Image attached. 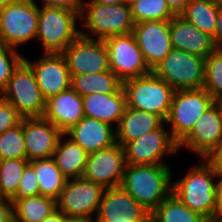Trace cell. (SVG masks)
I'll return each mask as SVG.
<instances>
[{
	"label": "cell",
	"mask_w": 222,
	"mask_h": 222,
	"mask_svg": "<svg viewBox=\"0 0 222 222\" xmlns=\"http://www.w3.org/2000/svg\"><path fill=\"white\" fill-rule=\"evenodd\" d=\"M169 165L126 164L120 187L150 213L172 193Z\"/></svg>",
	"instance_id": "1"
},
{
	"label": "cell",
	"mask_w": 222,
	"mask_h": 222,
	"mask_svg": "<svg viewBox=\"0 0 222 222\" xmlns=\"http://www.w3.org/2000/svg\"><path fill=\"white\" fill-rule=\"evenodd\" d=\"M202 165L191 168L183 178L172 183V193L188 208L213 222L217 207L219 175L203 159Z\"/></svg>",
	"instance_id": "2"
},
{
	"label": "cell",
	"mask_w": 222,
	"mask_h": 222,
	"mask_svg": "<svg viewBox=\"0 0 222 222\" xmlns=\"http://www.w3.org/2000/svg\"><path fill=\"white\" fill-rule=\"evenodd\" d=\"M79 19H83L81 25L87 30L84 32L81 29L80 34L98 40L132 33L135 24L132 19L131 6L123 3L106 5L83 2Z\"/></svg>",
	"instance_id": "3"
},
{
	"label": "cell",
	"mask_w": 222,
	"mask_h": 222,
	"mask_svg": "<svg viewBox=\"0 0 222 222\" xmlns=\"http://www.w3.org/2000/svg\"><path fill=\"white\" fill-rule=\"evenodd\" d=\"M127 107L154 113L166 120L175 90L153 72L122 82Z\"/></svg>",
	"instance_id": "4"
},
{
	"label": "cell",
	"mask_w": 222,
	"mask_h": 222,
	"mask_svg": "<svg viewBox=\"0 0 222 222\" xmlns=\"http://www.w3.org/2000/svg\"><path fill=\"white\" fill-rule=\"evenodd\" d=\"M80 14L61 7H39L36 39L43 52L62 53L80 34L76 27Z\"/></svg>",
	"instance_id": "5"
},
{
	"label": "cell",
	"mask_w": 222,
	"mask_h": 222,
	"mask_svg": "<svg viewBox=\"0 0 222 222\" xmlns=\"http://www.w3.org/2000/svg\"><path fill=\"white\" fill-rule=\"evenodd\" d=\"M38 5L33 0L7 2L0 11V43L16 49L36 39Z\"/></svg>",
	"instance_id": "6"
},
{
	"label": "cell",
	"mask_w": 222,
	"mask_h": 222,
	"mask_svg": "<svg viewBox=\"0 0 222 222\" xmlns=\"http://www.w3.org/2000/svg\"><path fill=\"white\" fill-rule=\"evenodd\" d=\"M205 58L172 48L152 70L175 91L203 88Z\"/></svg>",
	"instance_id": "7"
},
{
	"label": "cell",
	"mask_w": 222,
	"mask_h": 222,
	"mask_svg": "<svg viewBox=\"0 0 222 222\" xmlns=\"http://www.w3.org/2000/svg\"><path fill=\"white\" fill-rule=\"evenodd\" d=\"M0 96L12 104L22 118L44 116L46 100L31 67L24 60L14 70Z\"/></svg>",
	"instance_id": "8"
},
{
	"label": "cell",
	"mask_w": 222,
	"mask_h": 222,
	"mask_svg": "<svg viewBox=\"0 0 222 222\" xmlns=\"http://www.w3.org/2000/svg\"><path fill=\"white\" fill-rule=\"evenodd\" d=\"M215 103L203 88L175 91L169 114L165 120L169 131L180 142L194 127L201 115Z\"/></svg>",
	"instance_id": "9"
},
{
	"label": "cell",
	"mask_w": 222,
	"mask_h": 222,
	"mask_svg": "<svg viewBox=\"0 0 222 222\" xmlns=\"http://www.w3.org/2000/svg\"><path fill=\"white\" fill-rule=\"evenodd\" d=\"M105 188L84 178L68 179L56 200L57 209L69 218L94 221Z\"/></svg>",
	"instance_id": "10"
},
{
	"label": "cell",
	"mask_w": 222,
	"mask_h": 222,
	"mask_svg": "<svg viewBox=\"0 0 222 222\" xmlns=\"http://www.w3.org/2000/svg\"><path fill=\"white\" fill-rule=\"evenodd\" d=\"M165 121L154 131L127 142L123 148L126 164L168 165L163 162L165 155H173L180 149L178 140L164 126ZM162 160V161H161Z\"/></svg>",
	"instance_id": "11"
},
{
	"label": "cell",
	"mask_w": 222,
	"mask_h": 222,
	"mask_svg": "<svg viewBox=\"0 0 222 222\" xmlns=\"http://www.w3.org/2000/svg\"><path fill=\"white\" fill-rule=\"evenodd\" d=\"M110 70L124 82L151 73L133 33L114 35L104 40Z\"/></svg>",
	"instance_id": "12"
},
{
	"label": "cell",
	"mask_w": 222,
	"mask_h": 222,
	"mask_svg": "<svg viewBox=\"0 0 222 222\" xmlns=\"http://www.w3.org/2000/svg\"><path fill=\"white\" fill-rule=\"evenodd\" d=\"M62 54L70 75L110 70L109 55L104 40L92 39L79 34Z\"/></svg>",
	"instance_id": "13"
},
{
	"label": "cell",
	"mask_w": 222,
	"mask_h": 222,
	"mask_svg": "<svg viewBox=\"0 0 222 222\" xmlns=\"http://www.w3.org/2000/svg\"><path fill=\"white\" fill-rule=\"evenodd\" d=\"M125 166L124 148L116 143L88 154L82 178L100 184L104 188L120 187Z\"/></svg>",
	"instance_id": "14"
},
{
	"label": "cell",
	"mask_w": 222,
	"mask_h": 222,
	"mask_svg": "<svg viewBox=\"0 0 222 222\" xmlns=\"http://www.w3.org/2000/svg\"><path fill=\"white\" fill-rule=\"evenodd\" d=\"M24 61L31 67L46 101L71 87V75L62 53L44 52L37 62L26 57Z\"/></svg>",
	"instance_id": "15"
},
{
	"label": "cell",
	"mask_w": 222,
	"mask_h": 222,
	"mask_svg": "<svg viewBox=\"0 0 222 222\" xmlns=\"http://www.w3.org/2000/svg\"><path fill=\"white\" fill-rule=\"evenodd\" d=\"M150 215L121 187L105 188L93 222H149Z\"/></svg>",
	"instance_id": "16"
},
{
	"label": "cell",
	"mask_w": 222,
	"mask_h": 222,
	"mask_svg": "<svg viewBox=\"0 0 222 222\" xmlns=\"http://www.w3.org/2000/svg\"><path fill=\"white\" fill-rule=\"evenodd\" d=\"M132 33L151 71L172 50L170 21L137 23L134 24Z\"/></svg>",
	"instance_id": "17"
},
{
	"label": "cell",
	"mask_w": 222,
	"mask_h": 222,
	"mask_svg": "<svg viewBox=\"0 0 222 222\" xmlns=\"http://www.w3.org/2000/svg\"><path fill=\"white\" fill-rule=\"evenodd\" d=\"M63 134L44 116L23 118V136L27 160L30 162L52 157Z\"/></svg>",
	"instance_id": "18"
},
{
	"label": "cell",
	"mask_w": 222,
	"mask_h": 222,
	"mask_svg": "<svg viewBox=\"0 0 222 222\" xmlns=\"http://www.w3.org/2000/svg\"><path fill=\"white\" fill-rule=\"evenodd\" d=\"M222 140V120L214 103L194 124L192 130L179 142L180 149L185 147L204 159Z\"/></svg>",
	"instance_id": "19"
},
{
	"label": "cell",
	"mask_w": 222,
	"mask_h": 222,
	"mask_svg": "<svg viewBox=\"0 0 222 222\" xmlns=\"http://www.w3.org/2000/svg\"><path fill=\"white\" fill-rule=\"evenodd\" d=\"M172 48L206 58L216 50L214 39L195 25L176 15L170 20Z\"/></svg>",
	"instance_id": "20"
},
{
	"label": "cell",
	"mask_w": 222,
	"mask_h": 222,
	"mask_svg": "<svg viewBox=\"0 0 222 222\" xmlns=\"http://www.w3.org/2000/svg\"><path fill=\"white\" fill-rule=\"evenodd\" d=\"M84 116L83 99L72 87L46 101L44 117L64 134Z\"/></svg>",
	"instance_id": "21"
},
{
	"label": "cell",
	"mask_w": 222,
	"mask_h": 222,
	"mask_svg": "<svg viewBox=\"0 0 222 222\" xmlns=\"http://www.w3.org/2000/svg\"><path fill=\"white\" fill-rule=\"evenodd\" d=\"M112 127L100 120L84 116L65 136H69L89 154L117 143L116 130Z\"/></svg>",
	"instance_id": "22"
},
{
	"label": "cell",
	"mask_w": 222,
	"mask_h": 222,
	"mask_svg": "<svg viewBox=\"0 0 222 222\" xmlns=\"http://www.w3.org/2000/svg\"><path fill=\"white\" fill-rule=\"evenodd\" d=\"M82 99L85 116L100 120L111 126L112 123L116 122L115 128L127 107L123 88L114 94H89L82 97Z\"/></svg>",
	"instance_id": "23"
},
{
	"label": "cell",
	"mask_w": 222,
	"mask_h": 222,
	"mask_svg": "<svg viewBox=\"0 0 222 222\" xmlns=\"http://www.w3.org/2000/svg\"><path fill=\"white\" fill-rule=\"evenodd\" d=\"M164 120L158 115L144 110L126 107L116 130V141L124 146L127 142L154 131Z\"/></svg>",
	"instance_id": "24"
},
{
	"label": "cell",
	"mask_w": 222,
	"mask_h": 222,
	"mask_svg": "<svg viewBox=\"0 0 222 222\" xmlns=\"http://www.w3.org/2000/svg\"><path fill=\"white\" fill-rule=\"evenodd\" d=\"M63 136L65 134L60 137L52 158L67 179L82 178L88 153L71 138L62 140Z\"/></svg>",
	"instance_id": "25"
},
{
	"label": "cell",
	"mask_w": 222,
	"mask_h": 222,
	"mask_svg": "<svg viewBox=\"0 0 222 222\" xmlns=\"http://www.w3.org/2000/svg\"><path fill=\"white\" fill-rule=\"evenodd\" d=\"M71 87L81 96L114 94L122 88V81L111 70L100 73L71 75Z\"/></svg>",
	"instance_id": "26"
},
{
	"label": "cell",
	"mask_w": 222,
	"mask_h": 222,
	"mask_svg": "<svg viewBox=\"0 0 222 222\" xmlns=\"http://www.w3.org/2000/svg\"><path fill=\"white\" fill-rule=\"evenodd\" d=\"M39 184L40 195L58 199L68 180L56 166L52 157L30 161Z\"/></svg>",
	"instance_id": "27"
},
{
	"label": "cell",
	"mask_w": 222,
	"mask_h": 222,
	"mask_svg": "<svg viewBox=\"0 0 222 222\" xmlns=\"http://www.w3.org/2000/svg\"><path fill=\"white\" fill-rule=\"evenodd\" d=\"M218 11L217 1L191 0L180 16L213 37L216 32Z\"/></svg>",
	"instance_id": "28"
},
{
	"label": "cell",
	"mask_w": 222,
	"mask_h": 222,
	"mask_svg": "<svg viewBox=\"0 0 222 222\" xmlns=\"http://www.w3.org/2000/svg\"><path fill=\"white\" fill-rule=\"evenodd\" d=\"M150 220L151 222H209L204 216L183 204L173 193L151 212Z\"/></svg>",
	"instance_id": "29"
},
{
	"label": "cell",
	"mask_w": 222,
	"mask_h": 222,
	"mask_svg": "<svg viewBox=\"0 0 222 222\" xmlns=\"http://www.w3.org/2000/svg\"><path fill=\"white\" fill-rule=\"evenodd\" d=\"M56 209L55 199L43 195L30 196L14 204V217L22 222H41Z\"/></svg>",
	"instance_id": "30"
},
{
	"label": "cell",
	"mask_w": 222,
	"mask_h": 222,
	"mask_svg": "<svg viewBox=\"0 0 222 222\" xmlns=\"http://www.w3.org/2000/svg\"><path fill=\"white\" fill-rule=\"evenodd\" d=\"M131 14L135 24L145 21H170L176 16L166 0H138L131 5Z\"/></svg>",
	"instance_id": "31"
},
{
	"label": "cell",
	"mask_w": 222,
	"mask_h": 222,
	"mask_svg": "<svg viewBox=\"0 0 222 222\" xmlns=\"http://www.w3.org/2000/svg\"><path fill=\"white\" fill-rule=\"evenodd\" d=\"M27 159H7L0 161V197L11 199L16 193Z\"/></svg>",
	"instance_id": "32"
},
{
	"label": "cell",
	"mask_w": 222,
	"mask_h": 222,
	"mask_svg": "<svg viewBox=\"0 0 222 222\" xmlns=\"http://www.w3.org/2000/svg\"><path fill=\"white\" fill-rule=\"evenodd\" d=\"M7 159H27L23 136V118L19 125L0 135V161Z\"/></svg>",
	"instance_id": "33"
},
{
	"label": "cell",
	"mask_w": 222,
	"mask_h": 222,
	"mask_svg": "<svg viewBox=\"0 0 222 222\" xmlns=\"http://www.w3.org/2000/svg\"><path fill=\"white\" fill-rule=\"evenodd\" d=\"M203 89L215 100L222 98V50L216 49L205 58Z\"/></svg>",
	"instance_id": "34"
},
{
	"label": "cell",
	"mask_w": 222,
	"mask_h": 222,
	"mask_svg": "<svg viewBox=\"0 0 222 222\" xmlns=\"http://www.w3.org/2000/svg\"><path fill=\"white\" fill-rule=\"evenodd\" d=\"M23 60L24 57L17 49L0 43V93L6 88L14 70Z\"/></svg>",
	"instance_id": "35"
},
{
	"label": "cell",
	"mask_w": 222,
	"mask_h": 222,
	"mask_svg": "<svg viewBox=\"0 0 222 222\" xmlns=\"http://www.w3.org/2000/svg\"><path fill=\"white\" fill-rule=\"evenodd\" d=\"M40 195L39 184L34 168L28 164L23 172L18 189L14 196L10 199L14 205L18 200L30 196Z\"/></svg>",
	"instance_id": "36"
},
{
	"label": "cell",
	"mask_w": 222,
	"mask_h": 222,
	"mask_svg": "<svg viewBox=\"0 0 222 222\" xmlns=\"http://www.w3.org/2000/svg\"><path fill=\"white\" fill-rule=\"evenodd\" d=\"M21 120L15 107L0 96V135L19 125Z\"/></svg>",
	"instance_id": "37"
},
{
	"label": "cell",
	"mask_w": 222,
	"mask_h": 222,
	"mask_svg": "<svg viewBox=\"0 0 222 222\" xmlns=\"http://www.w3.org/2000/svg\"><path fill=\"white\" fill-rule=\"evenodd\" d=\"M35 2V0H33ZM42 7H61L77 11L79 14L82 10L83 0H40Z\"/></svg>",
	"instance_id": "38"
},
{
	"label": "cell",
	"mask_w": 222,
	"mask_h": 222,
	"mask_svg": "<svg viewBox=\"0 0 222 222\" xmlns=\"http://www.w3.org/2000/svg\"><path fill=\"white\" fill-rule=\"evenodd\" d=\"M216 171L222 175V140L204 158Z\"/></svg>",
	"instance_id": "39"
},
{
	"label": "cell",
	"mask_w": 222,
	"mask_h": 222,
	"mask_svg": "<svg viewBox=\"0 0 222 222\" xmlns=\"http://www.w3.org/2000/svg\"><path fill=\"white\" fill-rule=\"evenodd\" d=\"M14 218V205L10 199L0 197V222H11Z\"/></svg>",
	"instance_id": "40"
},
{
	"label": "cell",
	"mask_w": 222,
	"mask_h": 222,
	"mask_svg": "<svg viewBox=\"0 0 222 222\" xmlns=\"http://www.w3.org/2000/svg\"><path fill=\"white\" fill-rule=\"evenodd\" d=\"M215 47L222 50V3H219L216 32L213 36Z\"/></svg>",
	"instance_id": "41"
},
{
	"label": "cell",
	"mask_w": 222,
	"mask_h": 222,
	"mask_svg": "<svg viewBox=\"0 0 222 222\" xmlns=\"http://www.w3.org/2000/svg\"><path fill=\"white\" fill-rule=\"evenodd\" d=\"M217 182V207L213 222H222V175H219Z\"/></svg>",
	"instance_id": "42"
},
{
	"label": "cell",
	"mask_w": 222,
	"mask_h": 222,
	"mask_svg": "<svg viewBox=\"0 0 222 222\" xmlns=\"http://www.w3.org/2000/svg\"><path fill=\"white\" fill-rule=\"evenodd\" d=\"M169 8L175 15H180L191 0H166Z\"/></svg>",
	"instance_id": "43"
},
{
	"label": "cell",
	"mask_w": 222,
	"mask_h": 222,
	"mask_svg": "<svg viewBox=\"0 0 222 222\" xmlns=\"http://www.w3.org/2000/svg\"><path fill=\"white\" fill-rule=\"evenodd\" d=\"M67 218L60 210L56 209L47 218H44L41 222H64Z\"/></svg>",
	"instance_id": "44"
},
{
	"label": "cell",
	"mask_w": 222,
	"mask_h": 222,
	"mask_svg": "<svg viewBox=\"0 0 222 222\" xmlns=\"http://www.w3.org/2000/svg\"><path fill=\"white\" fill-rule=\"evenodd\" d=\"M83 2H93V3H98V4H106V5H114V4H120L122 3V0H88Z\"/></svg>",
	"instance_id": "45"
},
{
	"label": "cell",
	"mask_w": 222,
	"mask_h": 222,
	"mask_svg": "<svg viewBox=\"0 0 222 222\" xmlns=\"http://www.w3.org/2000/svg\"><path fill=\"white\" fill-rule=\"evenodd\" d=\"M215 103L217 104V107L221 116V120H222V98L216 99Z\"/></svg>",
	"instance_id": "46"
},
{
	"label": "cell",
	"mask_w": 222,
	"mask_h": 222,
	"mask_svg": "<svg viewBox=\"0 0 222 222\" xmlns=\"http://www.w3.org/2000/svg\"><path fill=\"white\" fill-rule=\"evenodd\" d=\"M64 222H89L83 219L69 218L67 217Z\"/></svg>",
	"instance_id": "47"
},
{
	"label": "cell",
	"mask_w": 222,
	"mask_h": 222,
	"mask_svg": "<svg viewBox=\"0 0 222 222\" xmlns=\"http://www.w3.org/2000/svg\"><path fill=\"white\" fill-rule=\"evenodd\" d=\"M137 1L138 0H122V3L127 5V6H131V5H133Z\"/></svg>",
	"instance_id": "48"
},
{
	"label": "cell",
	"mask_w": 222,
	"mask_h": 222,
	"mask_svg": "<svg viewBox=\"0 0 222 222\" xmlns=\"http://www.w3.org/2000/svg\"><path fill=\"white\" fill-rule=\"evenodd\" d=\"M6 4H7V0H0V11L4 8Z\"/></svg>",
	"instance_id": "49"
},
{
	"label": "cell",
	"mask_w": 222,
	"mask_h": 222,
	"mask_svg": "<svg viewBox=\"0 0 222 222\" xmlns=\"http://www.w3.org/2000/svg\"><path fill=\"white\" fill-rule=\"evenodd\" d=\"M11 222H22V221H20L14 217Z\"/></svg>",
	"instance_id": "50"
},
{
	"label": "cell",
	"mask_w": 222,
	"mask_h": 222,
	"mask_svg": "<svg viewBox=\"0 0 222 222\" xmlns=\"http://www.w3.org/2000/svg\"><path fill=\"white\" fill-rule=\"evenodd\" d=\"M13 1H22V0H7V2H13Z\"/></svg>",
	"instance_id": "51"
},
{
	"label": "cell",
	"mask_w": 222,
	"mask_h": 222,
	"mask_svg": "<svg viewBox=\"0 0 222 222\" xmlns=\"http://www.w3.org/2000/svg\"><path fill=\"white\" fill-rule=\"evenodd\" d=\"M214 1H217V2H219V3H222V0H214Z\"/></svg>",
	"instance_id": "52"
}]
</instances>
